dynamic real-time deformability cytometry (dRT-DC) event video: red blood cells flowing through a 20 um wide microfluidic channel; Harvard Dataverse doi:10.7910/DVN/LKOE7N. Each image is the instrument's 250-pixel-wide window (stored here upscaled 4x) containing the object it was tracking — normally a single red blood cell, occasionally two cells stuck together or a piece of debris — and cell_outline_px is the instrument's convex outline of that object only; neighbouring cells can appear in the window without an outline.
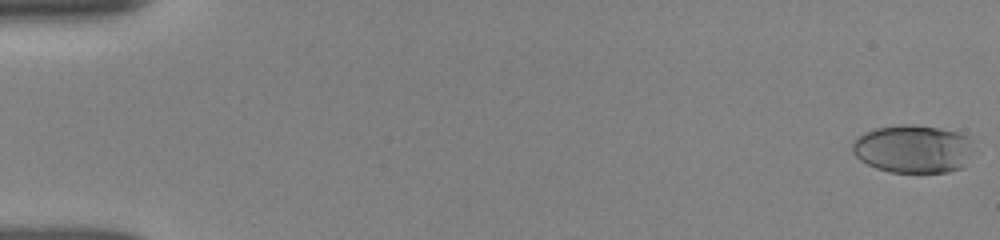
{"species": "human", "species_latin": "Homo sapiens", "temperature_condition": "room temperature", "stored_images_in_passage": 8, "camera_frame_rate_fps": 3000, "um_per_image_px": 0.085, "donor": {"sex": "female"}, "frame": {"image": 1, "passage_image": 1, "time_ms": 0.0, "image_size_px": [1000, 240], "cell_outline_px": [[980, 152], [964, 168], [948, 172], [892, 172], [876, 168], [860, 160], [852, 152], [852, 144], [864, 132], [876, 128], [904, 124], [912, 124], [936, 128], [956, 132], [968, 136], [972, 140]], "centroid_in_image_um": [77.76, 12.67], "position_along_channel_um": 7.2, "area_um2": 34.8}}
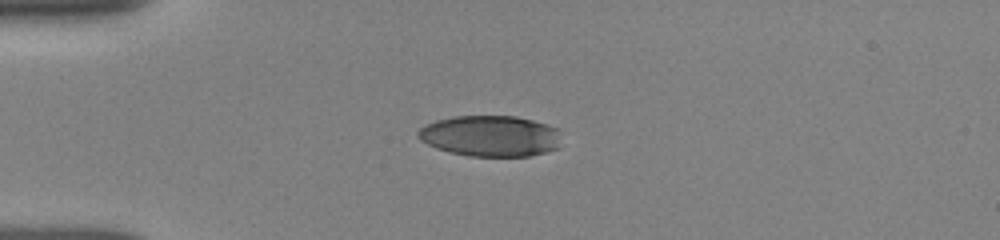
{"frame": {"image": 2, "passage_image": 7, "time_ms": 4.333, "image_size_px": [1000, 240], "cell_outline_px": [[560, 148], [528, 156], [468, 156], [436, 148], [420, 140], [416, 136], [416, 132], [420, 128], [436, 120], [452, 116], [516, 116], [548, 124], [556, 128], [560, 132]], "centroid_in_image_um": [41.7, 11.55], "position_along_channel_um": 43.3, "area_um2": 34.39}}